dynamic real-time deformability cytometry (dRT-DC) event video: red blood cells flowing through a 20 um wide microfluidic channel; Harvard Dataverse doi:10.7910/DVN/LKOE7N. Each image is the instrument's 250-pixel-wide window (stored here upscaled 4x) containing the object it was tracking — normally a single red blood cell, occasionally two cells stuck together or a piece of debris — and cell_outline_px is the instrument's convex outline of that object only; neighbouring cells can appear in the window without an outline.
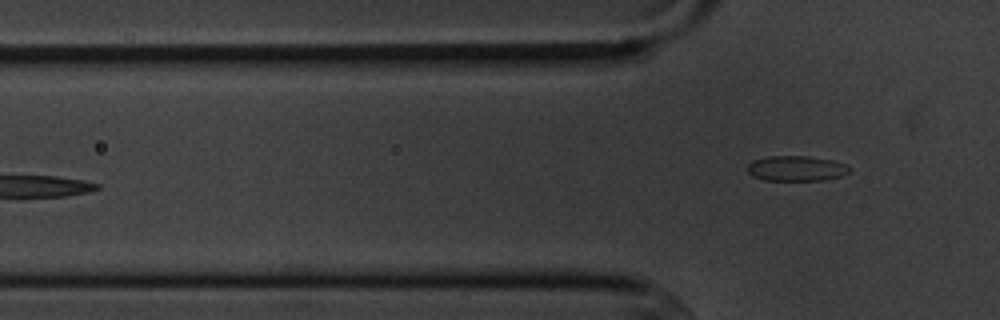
{"species": "common noctule bat (a hibernating species)", "species_latin": "Nyctalus noctula", "temperature_condition": "cold", "stored_images_in_passage": 5, "camera_frame_rate_fps": 3000, "um_per_image_px": 0.085, "animal": {"sex": "male", "body_mass_g": 20.1, "forearm_length_mm": 53.5}, "frame": {"image": 1, "passage_image": 5, "time_ms": 4.667, "image_size_px": [1000, 320], "cell_outline_px": [[852, 168], [848, 172], [840, 176], [824, 180], [764, 180], [752, 176], [748, 172], [748, 164], [752, 160], [768, 156], [808, 156], [832, 160], [844, 164]], "centroid_in_image_um": [67.66, 14.31], "position_along_channel_um": 58.1, "area_um2": 14.97}}